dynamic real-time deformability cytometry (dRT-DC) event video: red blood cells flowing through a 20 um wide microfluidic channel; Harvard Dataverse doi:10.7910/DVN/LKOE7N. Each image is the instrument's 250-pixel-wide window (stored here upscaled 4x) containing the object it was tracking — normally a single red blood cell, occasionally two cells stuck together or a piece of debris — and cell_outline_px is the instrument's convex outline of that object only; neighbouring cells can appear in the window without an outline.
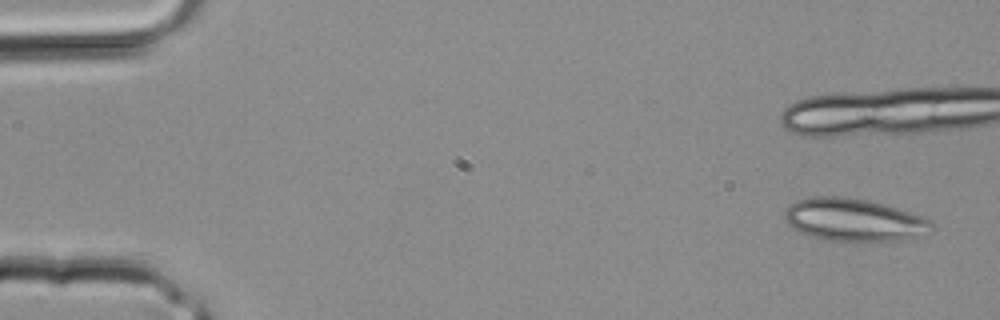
{"species": "common noctule bat (a hibernating species)", "species_latin": "Nyctalus noctula", "temperature_condition": "room temperature", "stored_images_in_passage": 5, "segment_of_instrument_passage": [1, 2], "camera_frame_rate_fps": 3000, "um_per_image_px": 0.085, "animal": {"sex": "male", "body_mass_g": 20.4}, "frame": {"image": 1, "passage_image": 1, "time_ms": 0.0, "image_size_px": [1000, 320], "cell_outline_px": [[932, 224], [916, 236], [900, 240], [856, 244], [852, 244], [824, 240], [808, 236], [792, 228], [784, 220], [784, 212], [796, 200], [812, 196], [848, 196], [868, 200], [884, 204], [920, 216], [928, 220]], "centroid_in_image_um": [72.45, 18.72], "position_along_channel_um": 12.5, "area_um2": 36.99}}